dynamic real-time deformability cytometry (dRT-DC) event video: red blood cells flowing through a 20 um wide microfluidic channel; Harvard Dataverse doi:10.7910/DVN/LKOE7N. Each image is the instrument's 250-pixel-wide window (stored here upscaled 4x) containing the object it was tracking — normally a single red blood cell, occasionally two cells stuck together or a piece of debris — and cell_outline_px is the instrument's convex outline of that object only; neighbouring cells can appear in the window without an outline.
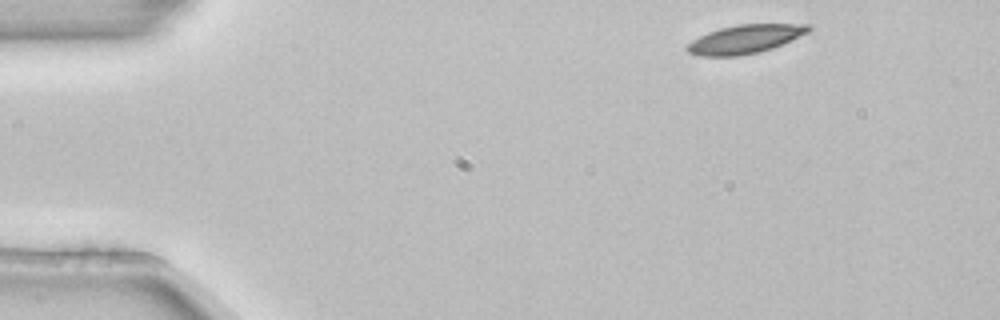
{"species": "common noctule bat (a hibernating species)", "species_latin": "Nyctalus noctula", "temperature_condition": "room temperature", "stored_images_in_passage": 3, "camera_frame_rate_fps": 3000, "um_per_image_px": 0.085, "animal": {"sex": "female", "body_mass_g": 22.7, "forearm_length_mm": 54.2}, "frame": {"image": 1, "passage_image": 1, "time_ms": 0.0, "image_size_px": [1000, 320], "cell_outline_px": [[812, 28], [808, 32], [772, 48], [760, 52], [736, 56], [696, 56], [688, 52], [684, 48], [692, 40], [708, 32], [720, 28], [740, 24], [812, 24]], "centroid_in_image_um": [63.3, 3.33], "position_along_channel_um": 21.7, "area_um2": 20.17}}
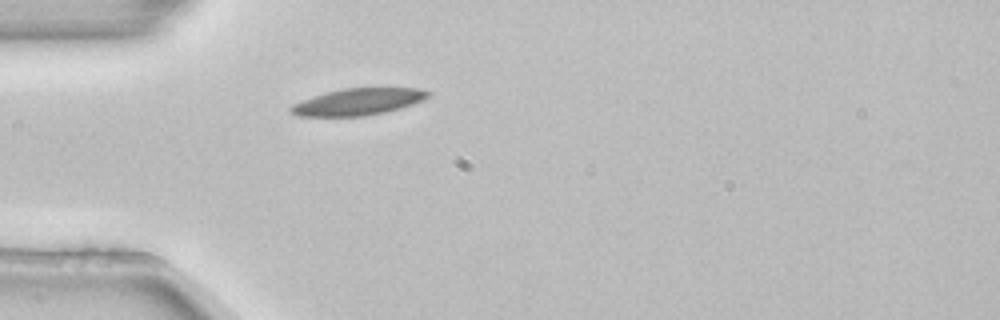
{"frame": {"image": 2, "passage_image": 3, "time_ms": 0.667, "image_size_px": [1000, 320], "cell_outline_px": [[432, 92], [428, 96], [412, 104], [400, 108], [384, 112], [364, 116], [296, 116], [288, 112], [288, 108], [292, 104], [312, 96], [324, 92], [344, 88], [416, 88]], "centroid_in_image_um": [30.35, 8.65], "position_along_channel_um": 54.6, "area_um2": 21.39}}